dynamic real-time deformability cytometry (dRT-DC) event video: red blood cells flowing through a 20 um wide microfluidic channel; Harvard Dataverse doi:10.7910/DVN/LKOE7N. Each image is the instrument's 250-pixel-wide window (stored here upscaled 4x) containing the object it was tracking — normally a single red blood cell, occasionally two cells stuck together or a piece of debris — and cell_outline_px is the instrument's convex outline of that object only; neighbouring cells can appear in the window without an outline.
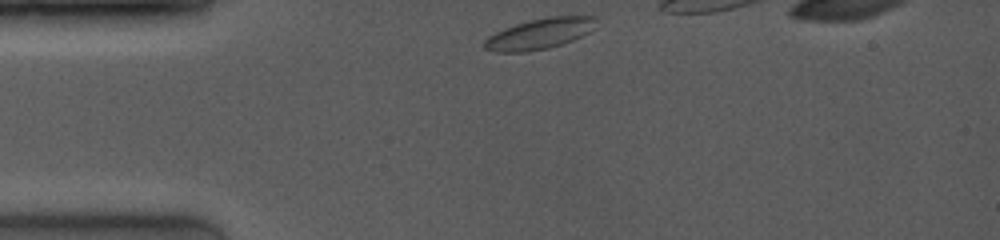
{"species": "common noctule bat (a hibernating species)", "species_latin": "Nyctalus noctula", "temperature_condition": "room temperature", "stored_images_in_passage": 24, "camera_frame_rate_fps": 4000, "um_per_image_px": 0.085, "animal": {"sex": "female", "body_mass_g": 19.0, "forearm_length_mm": 53.3}, "frame": {"image": 1, "passage_image": 1, "time_ms": 0.0, "image_size_px": [1000, 240], "cell_outline_px": [[600, 16], [596, 28], [572, 40], [548, 48], [528, 52], [496, 52], [484, 48], [484, 40], [488, 36], [504, 28], [528, 20], [548, 16]], "centroid_in_image_um": [45.9, 2.85], "position_along_channel_um": 39.1, "area_um2": 20.17}}
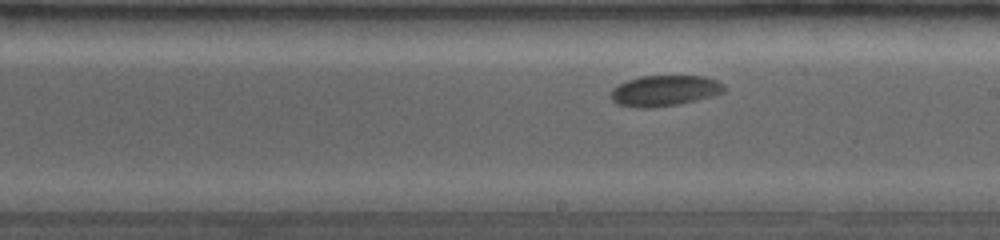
{"frame": {"image": 2, "passage_image": 15, "time_ms": 5.75, "image_size_px": [1000, 240], "cell_outline_px": [[724, 92], [712, 96], [680, 104], [648, 108], [636, 108], [616, 104], [612, 100], [612, 88], [628, 80], [640, 76], [704, 76], [716, 80], [724, 84]], "centroid_in_image_um": [56.49, 7.71], "position_along_channel_um": 232.5, "area_um2": 20.29}}
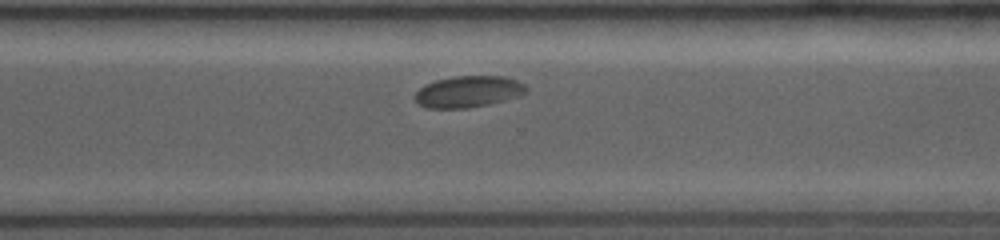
{"frame": {"image": 3, "passage_image": 22, "time_ms": 8.25, "image_size_px": [1000, 240], "cell_outline_px": [[528, 88], [520, 96], [488, 104], [468, 108], [428, 108], [420, 104], [416, 100], [416, 92], [424, 84], [436, 80], [452, 76], [504, 76], [516, 80], [524, 84]], "centroid_in_image_um": [39.81, 7.78], "position_along_channel_um": 330.8, "area_um2": 20.29}}